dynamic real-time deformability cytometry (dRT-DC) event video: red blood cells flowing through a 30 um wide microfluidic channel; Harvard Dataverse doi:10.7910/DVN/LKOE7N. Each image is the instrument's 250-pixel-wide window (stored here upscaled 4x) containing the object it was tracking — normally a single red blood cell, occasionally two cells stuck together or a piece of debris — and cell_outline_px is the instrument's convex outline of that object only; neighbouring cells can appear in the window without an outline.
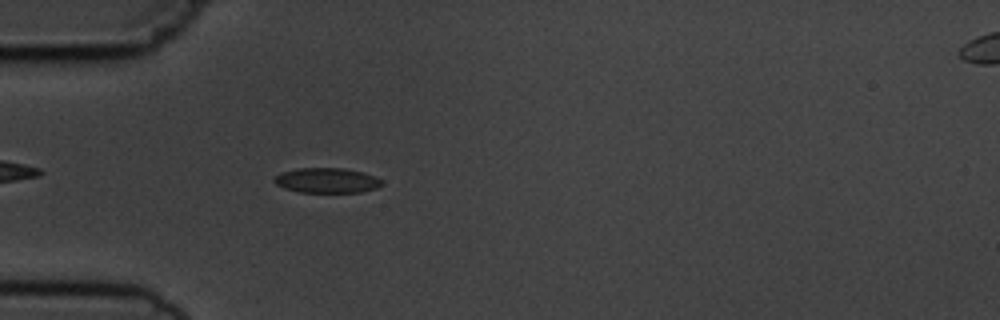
{"species": "common noctule bat (a hibernating species)", "species_latin": "Nyctalus noctula", "temperature_condition": "cold", "stored_images_in_passage": 4, "camera_frame_rate_fps": 3000, "um_per_image_px": 0.085, "animal": {"sex": "male", "body_mass_g": 19.5, "forearm_length_mm": 54.6}, "frame": {"image": 1, "passage_image": 4, "time_ms": 4.333, "image_size_px": [1000, 320], "cell_outline_px": [[384, 184], [376, 188], [360, 192], [300, 192], [284, 188], [276, 184], [272, 180], [280, 172], [296, 168], [344, 168], [364, 172], [376, 176]], "centroid_in_image_um": [27.77, 15.32], "position_along_channel_um": 57.2, "area_um2": 15.78}}